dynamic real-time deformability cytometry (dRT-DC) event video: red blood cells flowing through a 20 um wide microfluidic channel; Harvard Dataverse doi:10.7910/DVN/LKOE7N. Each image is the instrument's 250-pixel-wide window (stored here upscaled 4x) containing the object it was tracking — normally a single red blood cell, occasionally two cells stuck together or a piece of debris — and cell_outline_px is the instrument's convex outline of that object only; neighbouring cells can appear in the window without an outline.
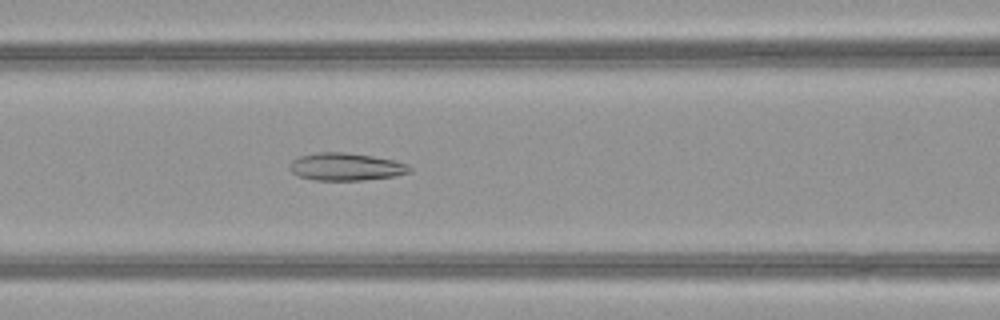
{"species": "common noctule bat (a hibernating species)", "species_latin": "Nyctalus noctula", "temperature_condition": "warm", "stored_images_in_passage": 52, "camera_frame_rate_fps": 3000, "um_per_image_px": 0.085, "animal": {"sex": "female", "body_mass_g": 21.9}, "frame": {"image": 1, "passage_image": 23, "time_ms": 7.333, "image_size_px": [1000, 320], "cell_outline_px": [[412, 172], [396, 176], [364, 180], [312, 180], [300, 176], [292, 172], [288, 168], [292, 160], [300, 156], [316, 152], [344, 152], [372, 156], [392, 160], [408, 164], [412, 168]], "centroid_in_image_um": [29.41, 14.18], "position_along_channel_um": 137.2, "area_um2": 19.36}}
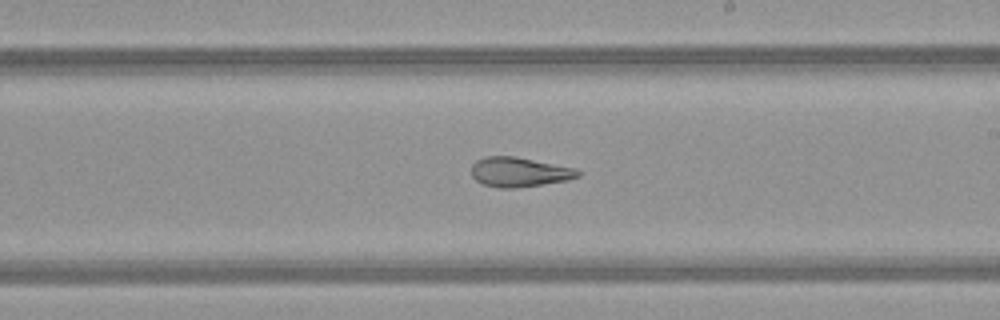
{"frame": {"image": 2, "passage_image": 31, "time_ms": 10.0, "image_size_px": [1000, 320], "cell_outline_px": [[584, 172], [580, 176], [568, 180], [516, 188], [496, 188], [484, 184], [476, 180], [472, 176], [472, 164], [476, 160], [484, 156], [516, 156], [576, 168]], "centroid_in_image_um": [44.16, 14.62], "position_along_channel_um": 244.8, "area_um2": 18.61}}
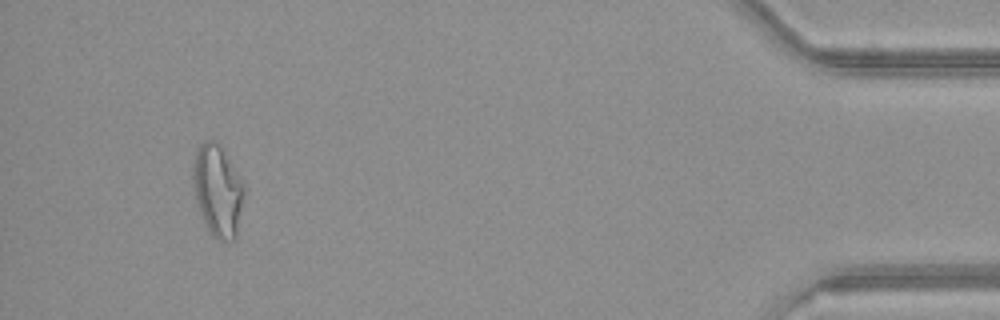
{"frame": {"image": 3, "passage_image": 49, "time_ms": 16.0, "image_size_px": [1000, 320], "cell_outline_px": [[244, 200], [236, 240], [216, 240], [212, 236], [200, 212], [196, 196], [192, 176], [192, 168], [196, 152], [200, 144], [204, 140], [216, 140], [244, 184]], "centroid_in_image_um": [18.52, 16.22], "position_along_channel_um": 416.7, "area_um2": 27.05}, "authors_computed_cell_mechanics": {"area_um2": 23.4668, "velocity_mm_per_s": 4.0376, "shape_relaxation_time_tau1_ms": null, "shape_relaxation_time_tau2_ms": 2.0771, "deformation_change_tau1": null, "deformation_change_tau2": 0.099}}